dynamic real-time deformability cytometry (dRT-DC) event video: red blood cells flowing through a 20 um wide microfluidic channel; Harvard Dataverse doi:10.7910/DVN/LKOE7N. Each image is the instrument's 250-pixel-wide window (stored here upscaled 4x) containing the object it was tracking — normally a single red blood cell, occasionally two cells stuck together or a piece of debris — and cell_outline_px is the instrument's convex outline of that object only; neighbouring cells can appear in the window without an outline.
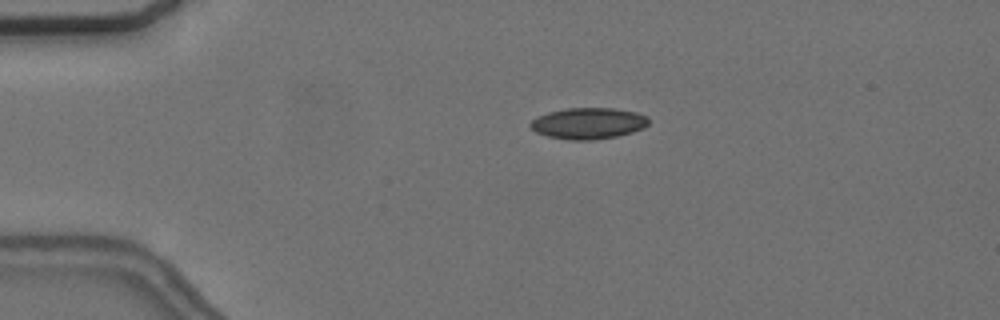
{"species": "common noctule bat (a hibernating species)", "species_latin": "Nyctalus noctula", "temperature_condition": "cold", "stored_images_in_passage": 49, "camera_frame_rate_fps": 3000, "um_per_image_px": 0.085, "animal": {"sex": "female", "body_mass_g": 24.6, "forearm_length_mm": 56.2}, "frame": {"image": 1, "passage_image": 5, "time_ms": 1.333, "image_size_px": [1000, 320], "cell_outline_px": [[648, 124], [644, 128], [632, 132], [616, 136], [592, 140], [572, 140], [548, 136], [536, 132], [528, 124], [536, 116], [548, 112], [564, 108], [612, 108], [636, 112], [648, 116]], "centroid_in_image_um": [50.0, 10.47], "position_along_channel_um": 35.0, "area_um2": 21.56}}
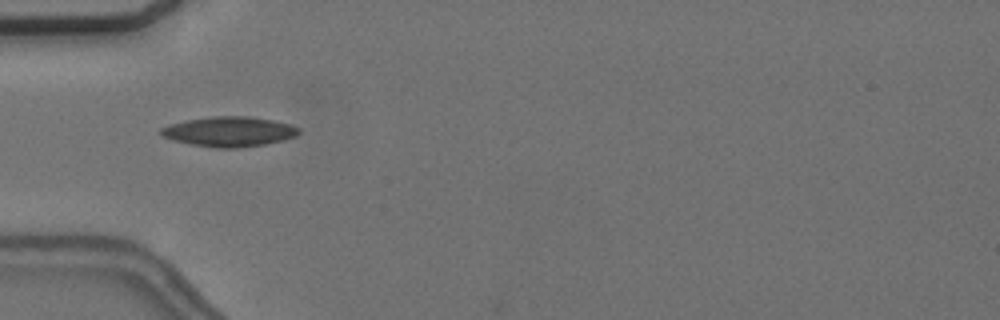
{"frame": {"image": 2, "passage_image": 11, "time_ms": 3.333, "image_size_px": [1000, 320], "cell_outline_px": [[300, 132], [296, 136], [284, 140], [264, 144], [236, 148], [216, 148], [192, 144], [172, 140], [164, 136], [160, 132], [160, 128], [168, 124], [188, 120], [212, 116], [248, 116], [272, 120], [292, 124], [300, 128]], "centroid_in_image_um": [19.51, 11.18], "position_along_channel_um": 65.5, "area_um2": 24.04}}
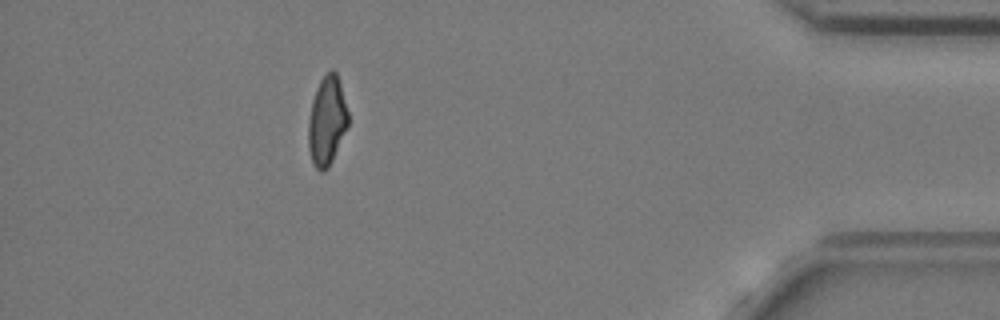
{"frame": {"image": 3, "passage_image": 43, "time_ms": 14.0, "image_size_px": [1000, 320], "cell_outline_px": [[348, 124], [332, 160], [328, 168], [324, 172], [320, 172], [312, 164], [308, 148], [308, 120], [312, 100], [316, 88], [320, 80], [332, 68], [336, 72], [340, 84], [348, 112]], "centroid_in_image_um": [27.76, 10.29], "position_along_channel_um": 407.4, "area_um2": 20.58}, "authors_computed_cell_mechanics": {"area_um2": 21.675, "velocity_mm_per_s": 3.6812, "shape_relaxation_time_tau1_ms": 11.2964, "shape_relaxation_time_tau2_ms": 2.6449, "deformation_change_tau1": 0.1875, "deformation_change_tau2": 0.1094}}